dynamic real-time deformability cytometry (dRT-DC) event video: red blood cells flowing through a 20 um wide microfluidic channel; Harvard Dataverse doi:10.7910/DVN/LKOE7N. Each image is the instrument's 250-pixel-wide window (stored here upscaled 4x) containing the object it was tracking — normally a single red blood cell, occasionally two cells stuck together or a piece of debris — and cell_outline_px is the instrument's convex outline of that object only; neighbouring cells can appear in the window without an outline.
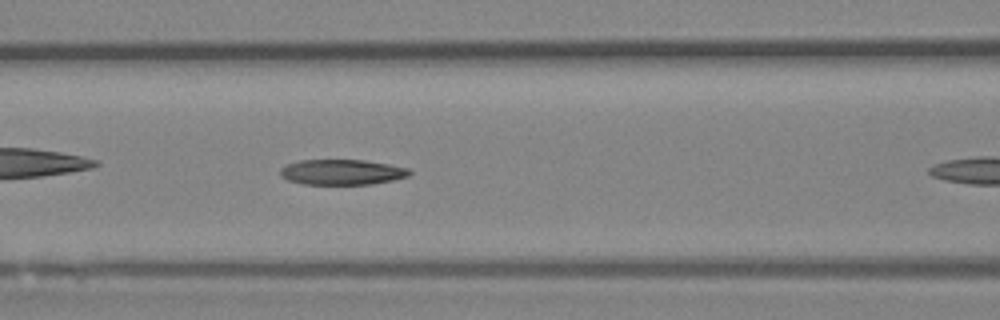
{"species": "Egyptian fruit bat (a non-hibernating species)", "species_latin": "Rousettus aegyptiacus", "temperature_condition": "room temperature", "stored_images_in_passage": 15, "camera_frame_rate_fps": 3000, "um_per_image_px": 0.085, "animal": {"sex": "female"}, "frame": {"image": 1, "passage_image": 11, "time_ms": 3.333, "image_size_px": [1000, 320], "cell_outline_px": [[412, 172], [408, 176], [392, 180], [372, 184], [304, 184], [288, 180], [280, 176], [280, 168], [284, 164], [300, 160], [364, 160], [388, 164], [408, 168]], "centroid_in_image_um": [29.03, 14.62], "position_along_channel_um": 137.6, "area_um2": 19.13}}